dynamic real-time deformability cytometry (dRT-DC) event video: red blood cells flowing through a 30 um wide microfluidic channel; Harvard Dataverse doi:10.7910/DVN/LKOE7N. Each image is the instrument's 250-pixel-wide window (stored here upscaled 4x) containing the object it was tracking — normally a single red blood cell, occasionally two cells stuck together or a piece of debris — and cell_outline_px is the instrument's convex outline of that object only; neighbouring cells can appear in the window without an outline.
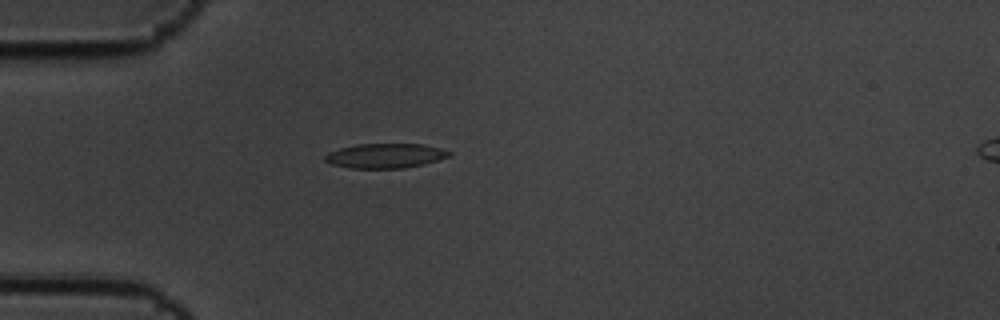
{"species": "common noctule bat (a hibernating species)", "species_latin": "Nyctalus noctula", "temperature_condition": "cold", "stored_images_in_passage": 4, "camera_frame_rate_fps": 3000, "um_per_image_px": 0.085, "animal": {"sex": "male", "body_mass_g": 19.5, "forearm_length_mm": 54.6}, "frame": {"image": 1, "passage_image": 4, "time_ms": 1.0, "image_size_px": [1000, 320], "cell_outline_px": [[452, 152], [448, 156], [424, 164], [404, 168], [348, 168], [332, 164], [324, 160], [324, 156], [328, 152], [340, 148], [356, 144], [424, 144], [440, 148]], "centroid_in_image_um": [32.71, 13.24], "position_along_channel_um": 52.3, "area_um2": 17.74}}